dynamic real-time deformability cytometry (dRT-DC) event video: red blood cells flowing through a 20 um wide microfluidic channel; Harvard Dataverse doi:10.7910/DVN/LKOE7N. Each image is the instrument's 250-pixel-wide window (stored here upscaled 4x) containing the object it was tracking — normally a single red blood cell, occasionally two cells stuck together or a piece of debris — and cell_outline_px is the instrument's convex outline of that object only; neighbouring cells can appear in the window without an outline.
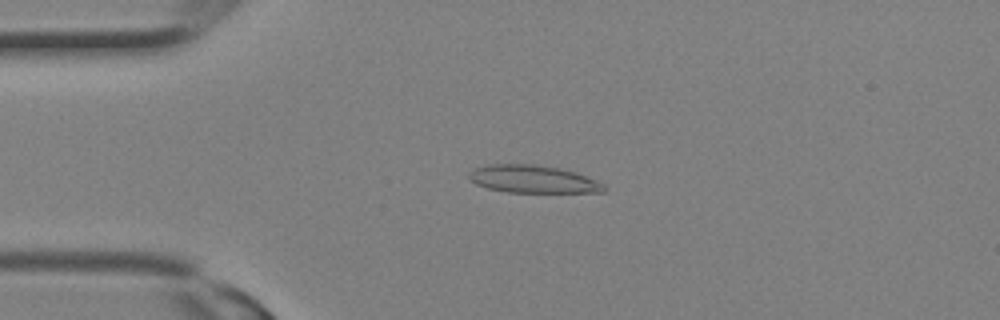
{"species": "Egyptian fruit bat (a non-hibernating species)", "species_latin": "Rousettus aegyptiacus", "temperature_condition": "room temperature", "stored_images_in_passage": 28, "camera_frame_rate_fps": 3000, "um_per_image_px": 0.085, "animal": {"sex": "female"}, "frame": {"image": 1, "passage_image": 5, "time_ms": 1.333, "image_size_px": [1000, 320], "cell_outline_px": [[608, 188], [604, 192], [508, 192], [488, 188], [476, 184], [468, 176], [468, 172], [476, 168], [488, 164], [536, 164], [560, 168], [576, 172], [596, 180], [604, 184]], "centroid_in_image_um": [45.33, 15.22], "position_along_channel_um": 39.7, "area_um2": 21.79}}
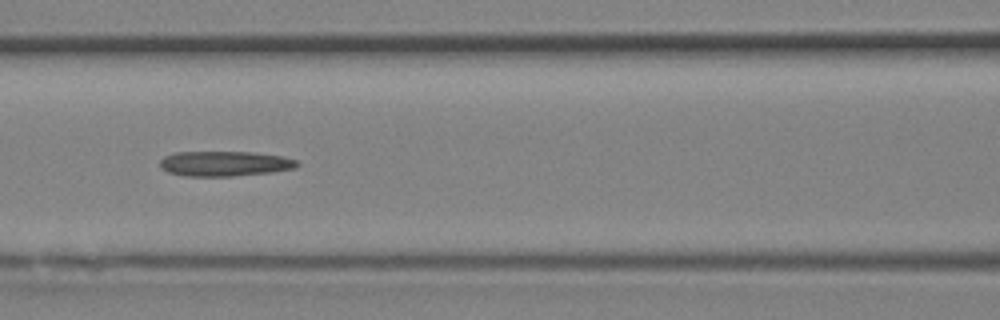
{"frame": {"image": 2, "passage_image": 11, "time_ms": 3.333, "image_size_px": [1000, 320], "cell_outline_px": [[300, 164], [296, 168], [272, 172], [232, 176], [184, 176], [168, 172], [160, 168], [160, 160], [164, 156], [176, 152], [252, 152], [284, 156], [296, 160]], "centroid_in_image_um": [19.1, 13.91], "position_along_channel_um": 147.5, "area_um2": 20.17}}
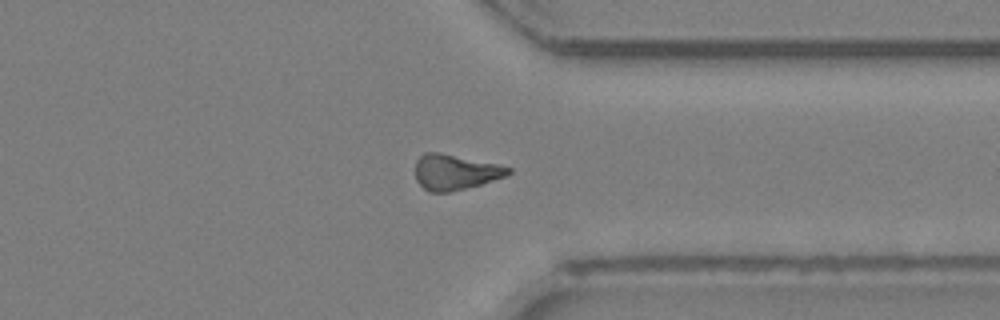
{"frame": {"image": 3, "passage_image": 21, "time_ms": 6.667, "image_size_px": [1000, 320], "cell_outline_px": [[512, 172], [504, 176], [480, 184], [448, 192], [428, 192], [416, 180], [416, 160], [424, 152], [440, 152], [500, 164], [512, 168]], "centroid_in_image_um": [38.68, 14.61], "position_along_channel_um": 372.7, "area_um2": 19.13}}